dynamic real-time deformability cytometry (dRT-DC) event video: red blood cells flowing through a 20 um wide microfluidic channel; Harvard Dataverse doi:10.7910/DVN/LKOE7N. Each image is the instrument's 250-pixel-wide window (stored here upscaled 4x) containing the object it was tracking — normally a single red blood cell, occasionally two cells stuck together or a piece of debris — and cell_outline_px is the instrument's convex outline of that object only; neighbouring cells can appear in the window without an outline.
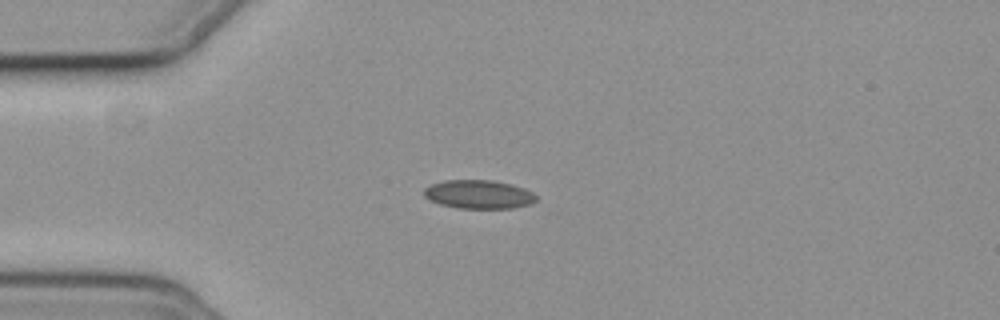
{"species": "common noctule bat (a hibernating species)", "species_latin": "Nyctalus noctula", "temperature_condition": "cold", "stored_images_in_passage": 43, "camera_frame_rate_fps": 3000, "um_per_image_px": 0.085, "animal": {"sex": "female", "body_mass_g": 19.3, "forearm_length_mm": 54.1}, "frame": {"image": 1, "passage_image": 1, "time_ms": 0.0, "image_size_px": [1000, 320], "cell_outline_px": [[536, 200], [532, 204], [512, 208], [456, 208], [440, 204], [424, 196], [424, 188], [432, 184], [444, 180], [492, 180], [512, 184], [524, 188], [532, 192], [536, 196]], "centroid_in_image_um": [40.71, 16.52], "position_along_channel_um": 44.3, "area_um2": 18.73}}
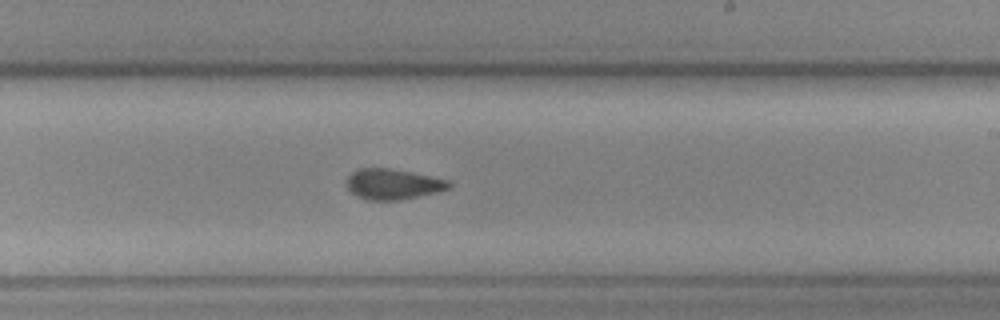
{"frame": {"image": 2, "passage_image": 20, "time_ms": 6.333, "image_size_px": [1000, 320], "cell_outline_px": [[452, 184], [448, 188], [436, 192], [400, 200], [368, 200], [356, 196], [348, 188], [348, 176], [352, 172], [360, 168], [388, 168], [448, 180]], "centroid_in_image_um": [33.37, 15.66], "position_along_channel_um": 255.6, "area_um2": 17.8}}
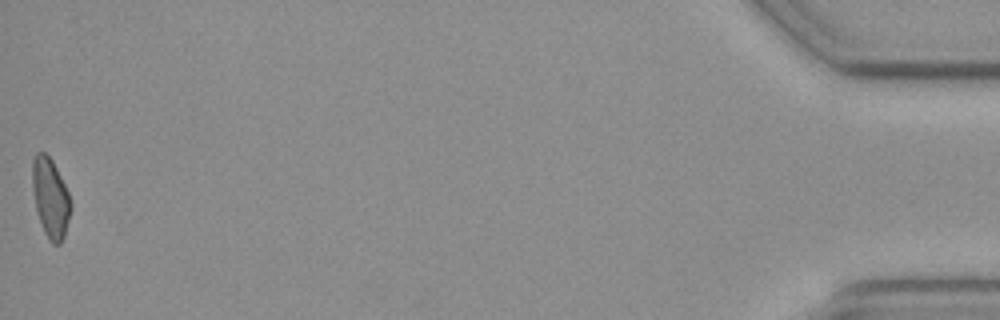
{"frame": {"image": 3, "passage_image": 43, "time_ms": 14.0, "image_size_px": [1000, 320], "cell_outline_px": [[72, 208], [64, 236], [60, 244], [52, 244], [48, 240], [44, 232], [36, 212], [32, 188], [32, 160], [36, 152], [44, 152], [52, 160], [68, 192], [72, 204]], "centroid_in_image_um": [4.28, 16.84], "position_along_channel_um": 430.9, "area_um2": 17.92}, "authors_computed_cell_mechanics": {"area_um2": 18.0336, "velocity_mm_per_s": 3.6632, "shape_relaxation_time_tau1_ms": null, "shape_relaxation_time_tau2_ms": 3.4713, "deformation_change_tau1": null, "deformation_change_tau2": 0.1096}}